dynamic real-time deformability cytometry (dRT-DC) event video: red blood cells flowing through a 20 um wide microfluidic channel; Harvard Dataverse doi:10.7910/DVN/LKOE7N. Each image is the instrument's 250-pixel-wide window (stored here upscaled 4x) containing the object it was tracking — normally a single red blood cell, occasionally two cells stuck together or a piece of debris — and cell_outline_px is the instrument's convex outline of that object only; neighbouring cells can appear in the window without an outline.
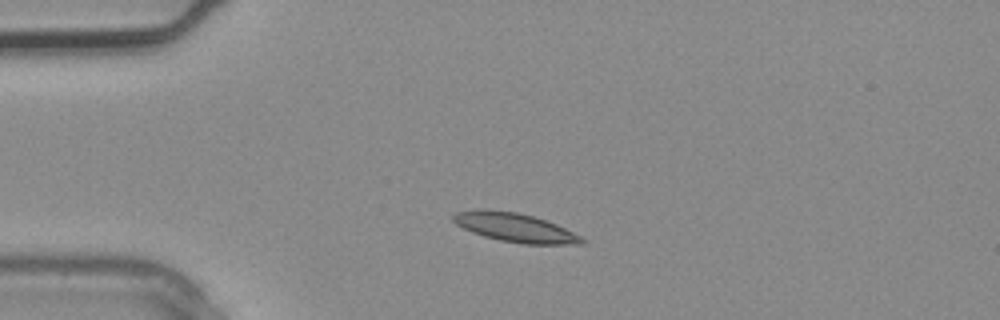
{"species": "common noctule bat (a hibernating species)", "species_latin": "Nyctalus noctula", "temperature_condition": "warm", "stored_images_in_passage": 2, "camera_frame_rate_fps": 3000, "um_per_image_px": 0.085, "animal": {"sex": "male", "body_mass_g": 20.4}, "frame": {"image": 1, "passage_image": 2, "time_ms": 0.333, "image_size_px": [1000, 320], "cell_outline_px": [[588, 240], [584, 244], [524, 244], [500, 240], [484, 236], [472, 232], [456, 224], [452, 220], [452, 216], [456, 212], [516, 212], [532, 216], [556, 224]], "centroid_in_image_um": [43.87, 19.4], "position_along_channel_um": 41.1, "area_um2": 20.69}}